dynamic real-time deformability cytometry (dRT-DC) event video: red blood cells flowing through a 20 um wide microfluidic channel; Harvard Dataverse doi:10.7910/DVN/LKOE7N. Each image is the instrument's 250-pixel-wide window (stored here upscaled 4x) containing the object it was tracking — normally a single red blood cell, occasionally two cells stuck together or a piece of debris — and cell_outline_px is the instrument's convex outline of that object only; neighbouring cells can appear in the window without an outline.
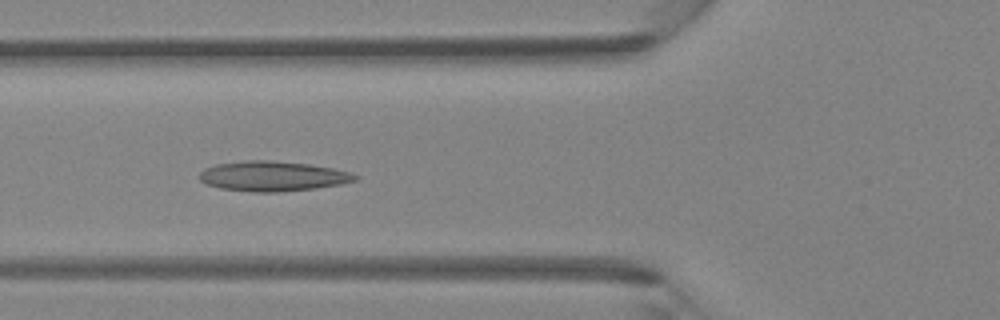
{"species": "Egyptian fruit bat (a non-hibernating species)", "species_latin": "Rousettus aegyptiacus", "temperature_condition": "room temperature", "stored_images_in_passage": 38, "camera_frame_rate_fps": 3000, "um_per_image_px": 0.085, "animal": {"sex": "female"}, "frame": {"image": 1, "passage_image": 15, "time_ms": 4.667, "image_size_px": [1000, 320], "cell_outline_px": [[360, 176], [356, 180], [340, 184], [316, 188], [276, 192], [252, 192], [220, 188], [208, 184], [200, 180], [200, 172], [204, 168], [216, 164], [248, 160], [268, 160], [308, 164], [332, 168], [352, 172]], "centroid_in_image_um": [23.19, 14.97], "position_along_channel_um": 102.6, "area_um2": 27.11}}
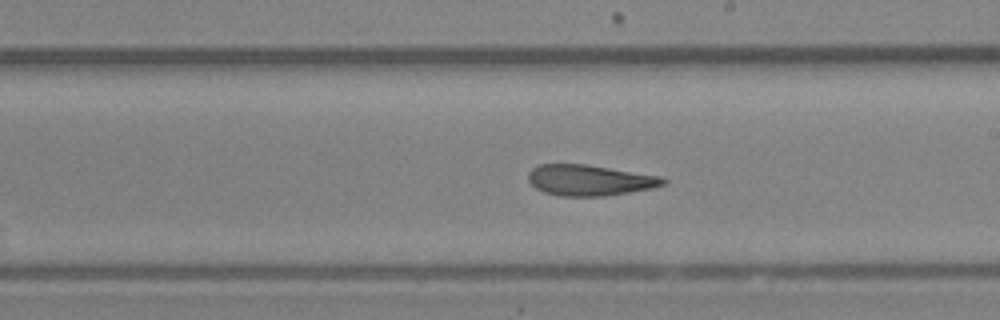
{"frame": {"image": 2, "passage_image": 24, "time_ms": 7.667, "image_size_px": [1000, 320], "cell_outline_px": [[668, 180], [664, 184], [652, 188], [604, 196], [560, 196], [544, 192], [536, 188], [528, 180], [528, 172], [532, 168], [540, 164], [588, 164], [660, 176]], "centroid_in_image_um": [50.1, 15.31], "position_along_channel_um": 238.9, "area_um2": 24.22}}
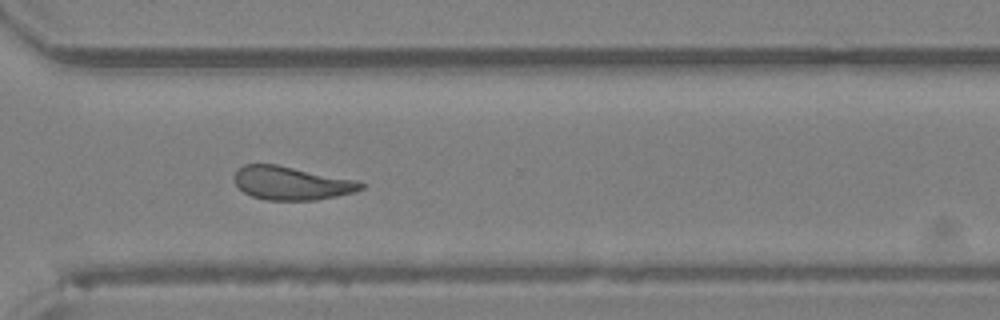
{"frame": {"image": 3, "passage_image": 31, "time_ms": 10.0, "image_size_px": [1000, 320], "cell_outline_px": [[364, 188], [352, 192], [336, 196], [316, 200], [264, 200], [252, 196], [244, 192], [236, 184], [232, 176], [236, 168], [244, 164], [276, 164], [360, 180], [364, 184]], "centroid_in_image_um": [24.76, 15.55], "position_along_channel_um": 345.8, "area_um2": 24.97}}